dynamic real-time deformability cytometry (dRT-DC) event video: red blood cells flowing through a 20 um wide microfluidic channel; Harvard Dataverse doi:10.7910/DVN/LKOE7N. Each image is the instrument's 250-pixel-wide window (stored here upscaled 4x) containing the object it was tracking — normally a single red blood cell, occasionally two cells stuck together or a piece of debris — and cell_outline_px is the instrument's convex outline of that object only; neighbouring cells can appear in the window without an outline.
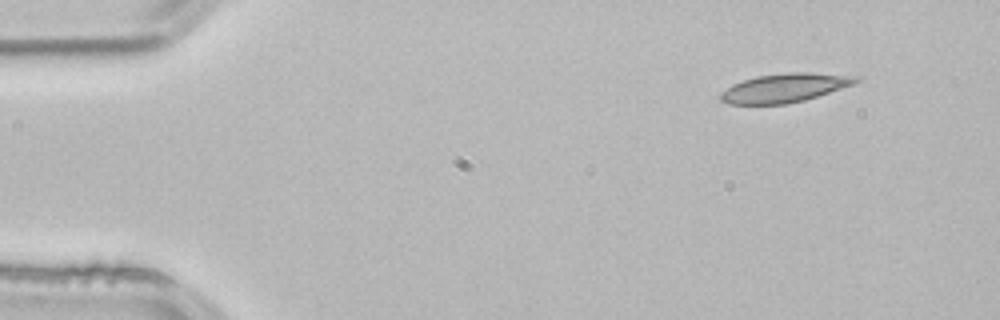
{"species": "common noctule bat (a hibernating species)", "species_latin": "Nyctalus noctula", "temperature_condition": "room temperature", "stored_images_in_passage": 3, "camera_frame_rate_fps": 3000, "um_per_image_px": 0.085, "animal": {"sex": "male", "body_mass_g": 21.5, "forearm_length_mm": 52.0}, "frame": {"image": 1, "passage_image": 1, "time_ms": 0.0, "image_size_px": [1000, 320], "cell_outline_px": [[864, 76], [860, 80], [852, 84], [804, 100], [784, 104], [728, 104], [720, 100], [720, 92], [732, 84], [756, 76], [788, 72], [808, 72]], "centroid_in_image_um": [66.68, 7.45], "position_along_channel_um": 18.3, "area_um2": 22.66}}